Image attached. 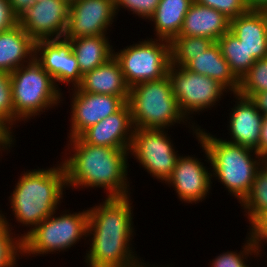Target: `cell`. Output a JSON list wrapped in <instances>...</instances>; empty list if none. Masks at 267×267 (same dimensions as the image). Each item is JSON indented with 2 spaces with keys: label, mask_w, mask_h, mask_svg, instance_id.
Segmentation results:
<instances>
[{
  "label": "cell",
  "mask_w": 267,
  "mask_h": 267,
  "mask_svg": "<svg viewBox=\"0 0 267 267\" xmlns=\"http://www.w3.org/2000/svg\"><path fill=\"white\" fill-rule=\"evenodd\" d=\"M67 142L65 147L68 148L64 149L66 157L61 159L66 171L67 188H103L106 197L131 194L130 178L127 177L129 149L91 145L80 137Z\"/></svg>",
  "instance_id": "1"
},
{
  "label": "cell",
  "mask_w": 267,
  "mask_h": 267,
  "mask_svg": "<svg viewBox=\"0 0 267 267\" xmlns=\"http://www.w3.org/2000/svg\"><path fill=\"white\" fill-rule=\"evenodd\" d=\"M21 173L9 202L15 222L27 227L20 235L23 239L45 218L59 210L67 183L65 168L59 161L50 168L27 169Z\"/></svg>",
  "instance_id": "2"
},
{
  "label": "cell",
  "mask_w": 267,
  "mask_h": 267,
  "mask_svg": "<svg viewBox=\"0 0 267 267\" xmlns=\"http://www.w3.org/2000/svg\"><path fill=\"white\" fill-rule=\"evenodd\" d=\"M195 138L205 153L204 161L210 164L212 179L218 180L240 204L251 191L263 157L256 150L217 138L201 126Z\"/></svg>",
  "instance_id": "3"
},
{
  "label": "cell",
  "mask_w": 267,
  "mask_h": 267,
  "mask_svg": "<svg viewBox=\"0 0 267 267\" xmlns=\"http://www.w3.org/2000/svg\"><path fill=\"white\" fill-rule=\"evenodd\" d=\"M127 103L131 110L134 128L170 129L176 124H185L187 127L188 123V128L191 126L192 135L197 134L199 125L195 120L188 121L181 112L168 76L138 83L129 88Z\"/></svg>",
  "instance_id": "4"
},
{
  "label": "cell",
  "mask_w": 267,
  "mask_h": 267,
  "mask_svg": "<svg viewBox=\"0 0 267 267\" xmlns=\"http://www.w3.org/2000/svg\"><path fill=\"white\" fill-rule=\"evenodd\" d=\"M10 79L15 125L35 119L46 110L61 105L65 99L62 89L35 58L10 73Z\"/></svg>",
  "instance_id": "5"
},
{
  "label": "cell",
  "mask_w": 267,
  "mask_h": 267,
  "mask_svg": "<svg viewBox=\"0 0 267 267\" xmlns=\"http://www.w3.org/2000/svg\"><path fill=\"white\" fill-rule=\"evenodd\" d=\"M57 212L45 218L22 239L24 257L29 259L31 255L36 257L68 251L81 239L87 240L88 208L73 213L66 209Z\"/></svg>",
  "instance_id": "6"
},
{
  "label": "cell",
  "mask_w": 267,
  "mask_h": 267,
  "mask_svg": "<svg viewBox=\"0 0 267 267\" xmlns=\"http://www.w3.org/2000/svg\"><path fill=\"white\" fill-rule=\"evenodd\" d=\"M146 39L128 45L118 52L114 48V57L121 66L129 88L138 83L166 77L171 65L170 41L152 37Z\"/></svg>",
  "instance_id": "7"
},
{
  "label": "cell",
  "mask_w": 267,
  "mask_h": 267,
  "mask_svg": "<svg viewBox=\"0 0 267 267\" xmlns=\"http://www.w3.org/2000/svg\"><path fill=\"white\" fill-rule=\"evenodd\" d=\"M167 76L181 112L191 121L195 113L212 110L228 91L214 79L189 71L185 67L169 66ZM218 102V103H217ZM192 115V116H190Z\"/></svg>",
  "instance_id": "8"
},
{
  "label": "cell",
  "mask_w": 267,
  "mask_h": 267,
  "mask_svg": "<svg viewBox=\"0 0 267 267\" xmlns=\"http://www.w3.org/2000/svg\"><path fill=\"white\" fill-rule=\"evenodd\" d=\"M168 129L134 128L129 156L161 183L171 176L177 158L176 151Z\"/></svg>",
  "instance_id": "9"
},
{
  "label": "cell",
  "mask_w": 267,
  "mask_h": 267,
  "mask_svg": "<svg viewBox=\"0 0 267 267\" xmlns=\"http://www.w3.org/2000/svg\"><path fill=\"white\" fill-rule=\"evenodd\" d=\"M88 208L87 238L133 239V203L131 196L104 197Z\"/></svg>",
  "instance_id": "10"
},
{
  "label": "cell",
  "mask_w": 267,
  "mask_h": 267,
  "mask_svg": "<svg viewBox=\"0 0 267 267\" xmlns=\"http://www.w3.org/2000/svg\"><path fill=\"white\" fill-rule=\"evenodd\" d=\"M71 0H37L18 15V24L36 42L64 38Z\"/></svg>",
  "instance_id": "11"
},
{
  "label": "cell",
  "mask_w": 267,
  "mask_h": 267,
  "mask_svg": "<svg viewBox=\"0 0 267 267\" xmlns=\"http://www.w3.org/2000/svg\"><path fill=\"white\" fill-rule=\"evenodd\" d=\"M70 93V132L69 139L79 137L86 129L102 119L119 111L129 97H119L109 94L88 93L77 87L69 88ZM72 95V96H71Z\"/></svg>",
  "instance_id": "12"
},
{
  "label": "cell",
  "mask_w": 267,
  "mask_h": 267,
  "mask_svg": "<svg viewBox=\"0 0 267 267\" xmlns=\"http://www.w3.org/2000/svg\"><path fill=\"white\" fill-rule=\"evenodd\" d=\"M116 16L114 0H71L64 38L107 35Z\"/></svg>",
  "instance_id": "13"
},
{
  "label": "cell",
  "mask_w": 267,
  "mask_h": 267,
  "mask_svg": "<svg viewBox=\"0 0 267 267\" xmlns=\"http://www.w3.org/2000/svg\"><path fill=\"white\" fill-rule=\"evenodd\" d=\"M199 160L195 155L179 156L171 176L165 181L168 187L175 189L177 198L182 203L197 204L211 193L214 182L211 168L204 166L202 159Z\"/></svg>",
  "instance_id": "14"
},
{
  "label": "cell",
  "mask_w": 267,
  "mask_h": 267,
  "mask_svg": "<svg viewBox=\"0 0 267 267\" xmlns=\"http://www.w3.org/2000/svg\"><path fill=\"white\" fill-rule=\"evenodd\" d=\"M34 58L53 78L56 86L66 84L77 87L82 81V74L72 45L65 38L39 40L35 42Z\"/></svg>",
  "instance_id": "15"
},
{
  "label": "cell",
  "mask_w": 267,
  "mask_h": 267,
  "mask_svg": "<svg viewBox=\"0 0 267 267\" xmlns=\"http://www.w3.org/2000/svg\"><path fill=\"white\" fill-rule=\"evenodd\" d=\"M134 126L129 104L86 129L79 137L88 144L130 149Z\"/></svg>",
  "instance_id": "16"
},
{
  "label": "cell",
  "mask_w": 267,
  "mask_h": 267,
  "mask_svg": "<svg viewBox=\"0 0 267 267\" xmlns=\"http://www.w3.org/2000/svg\"><path fill=\"white\" fill-rule=\"evenodd\" d=\"M233 98L235 105L230 108L227 126L231 138L224 140L256 150L259 145L263 114L250 98L238 93H233Z\"/></svg>",
  "instance_id": "17"
},
{
  "label": "cell",
  "mask_w": 267,
  "mask_h": 267,
  "mask_svg": "<svg viewBox=\"0 0 267 267\" xmlns=\"http://www.w3.org/2000/svg\"><path fill=\"white\" fill-rule=\"evenodd\" d=\"M84 262L87 267H139L143 262L134 251L133 239L89 238ZM133 248V249H132ZM143 261V262H142Z\"/></svg>",
  "instance_id": "18"
},
{
  "label": "cell",
  "mask_w": 267,
  "mask_h": 267,
  "mask_svg": "<svg viewBox=\"0 0 267 267\" xmlns=\"http://www.w3.org/2000/svg\"><path fill=\"white\" fill-rule=\"evenodd\" d=\"M232 32L255 60L267 57V11L248 10L230 22Z\"/></svg>",
  "instance_id": "19"
},
{
  "label": "cell",
  "mask_w": 267,
  "mask_h": 267,
  "mask_svg": "<svg viewBox=\"0 0 267 267\" xmlns=\"http://www.w3.org/2000/svg\"><path fill=\"white\" fill-rule=\"evenodd\" d=\"M231 20L217 10L193 1L179 35L206 37L216 42L230 31Z\"/></svg>",
  "instance_id": "20"
},
{
  "label": "cell",
  "mask_w": 267,
  "mask_h": 267,
  "mask_svg": "<svg viewBox=\"0 0 267 267\" xmlns=\"http://www.w3.org/2000/svg\"><path fill=\"white\" fill-rule=\"evenodd\" d=\"M35 55V41L19 25L0 32V71L12 73Z\"/></svg>",
  "instance_id": "21"
},
{
  "label": "cell",
  "mask_w": 267,
  "mask_h": 267,
  "mask_svg": "<svg viewBox=\"0 0 267 267\" xmlns=\"http://www.w3.org/2000/svg\"><path fill=\"white\" fill-rule=\"evenodd\" d=\"M77 88L83 92L129 97L121 66L113 56L97 68L85 73Z\"/></svg>",
  "instance_id": "22"
},
{
  "label": "cell",
  "mask_w": 267,
  "mask_h": 267,
  "mask_svg": "<svg viewBox=\"0 0 267 267\" xmlns=\"http://www.w3.org/2000/svg\"><path fill=\"white\" fill-rule=\"evenodd\" d=\"M185 68L214 79L229 94L237 93L239 90V80L231 72L217 42H214L205 52L196 55Z\"/></svg>",
  "instance_id": "23"
},
{
  "label": "cell",
  "mask_w": 267,
  "mask_h": 267,
  "mask_svg": "<svg viewBox=\"0 0 267 267\" xmlns=\"http://www.w3.org/2000/svg\"><path fill=\"white\" fill-rule=\"evenodd\" d=\"M194 0H160L154 14L148 19L154 26L157 39L171 41L179 35L189 7Z\"/></svg>",
  "instance_id": "24"
},
{
  "label": "cell",
  "mask_w": 267,
  "mask_h": 267,
  "mask_svg": "<svg viewBox=\"0 0 267 267\" xmlns=\"http://www.w3.org/2000/svg\"><path fill=\"white\" fill-rule=\"evenodd\" d=\"M107 35L67 39L78 62L81 74L97 68L114 56V48Z\"/></svg>",
  "instance_id": "25"
},
{
  "label": "cell",
  "mask_w": 267,
  "mask_h": 267,
  "mask_svg": "<svg viewBox=\"0 0 267 267\" xmlns=\"http://www.w3.org/2000/svg\"><path fill=\"white\" fill-rule=\"evenodd\" d=\"M216 42L231 72L240 81L256 60L230 31L224 33Z\"/></svg>",
  "instance_id": "26"
},
{
  "label": "cell",
  "mask_w": 267,
  "mask_h": 267,
  "mask_svg": "<svg viewBox=\"0 0 267 267\" xmlns=\"http://www.w3.org/2000/svg\"><path fill=\"white\" fill-rule=\"evenodd\" d=\"M214 41L206 37L177 35L170 41L171 64L185 67L196 55L205 52Z\"/></svg>",
  "instance_id": "27"
},
{
  "label": "cell",
  "mask_w": 267,
  "mask_h": 267,
  "mask_svg": "<svg viewBox=\"0 0 267 267\" xmlns=\"http://www.w3.org/2000/svg\"><path fill=\"white\" fill-rule=\"evenodd\" d=\"M5 214L0 210V267H18V260L23 259L22 238L12 231L14 227Z\"/></svg>",
  "instance_id": "28"
},
{
  "label": "cell",
  "mask_w": 267,
  "mask_h": 267,
  "mask_svg": "<svg viewBox=\"0 0 267 267\" xmlns=\"http://www.w3.org/2000/svg\"><path fill=\"white\" fill-rule=\"evenodd\" d=\"M240 206L249 224L267 211V166L264 163L257 172L250 193L240 203Z\"/></svg>",
  "instance_id": "29"
},
{
  "label": "cell",
  "mask_w": 267,
  "mask_h": 267,
  "mask_svg": "<svg viewBox=\"0 0 267 267\" xmlns=\"http://www.w3.org/2000/svg\"><path fill=\"white\" fill-rule=\"evenodd\" d=\"M267 91V57L256 60L239 81L238 94L251 98L255 93Z\"/></svg>",
  "instance_id": "30"
},
{
  "label": "cell",
  "mask_w": 267,
  "mask_h": 267,
  "mask_svg": "<svg viewBox=\"0 0 267 267\" xmlns=\"http://www.w3.org/2000/svg\"><path fill=\"white\" fill-rule=\"evenodd\" d=\"M245 239L246 242L244 241V243H242V250L238 253L237 250H230L215 256V258L210 261L211 267H251L247 264L249 261L248 257H260L258 256L260 254L258 247L253 243L248 233Z\"/></svg>",
  "instance_id": "31"
},
{
  "label": "cell",
  "mask_w": 267,
  "mask_h": 267,
  "mask_svg": "<svg viewBox=\"0 0 267 267\" xmlns=\"http://www.w3.org/2000/svg\"><path fill=\"white\" fill-rule=\"evenodd\" d=\"M0 119L11 130L16 128L10 73L3 71H0Z\"/></svg>",
  "instance_id": "32"
},
{
  "label": "cell",
  "mask_w": 267,
  "mask_h": 267,
  "mask_svg": "<svg viewBox=\"0 0 267 267\" xmlns=\"http://www.w3.org/2000/svg\"><path fill=\"white\" fill-rule=\"evenodd\" d=\"M160 0H114L115 11L118 15L121 8L132 12L142 19H149L155 12Z\"/></svg>",
  "instance_id": "33"
},
{
  "label": "cell",
  "mask_w": 267,
  "mask_h": 267,
  "mask_svg": "<svg viewBox=\"0 0 267 267\" xmlns=\"http://www.w3.org/2000/svg\"><path fill=\"white\" fill-rule=\"evenodd\" d=\"M197 3L221 12L230 20L249 10L245 0H194Z\"/></svg>",
  "instance_id": "34"
},
{
  "label": "cell",
  "mask_w": 267,
  "mask_h": 267,
  "mask_svg": "<svg viewBox=\"0 0 267 267\" xmlns=\"http://www.w3.org/2000/svg\"><path fill=\"white\" fill-rule=\"evenodd\" d=\"M248 227L249 231L247 233L253 243L258 247L261 258V254H263V242H267V211L260 214Z\"/></svg>",
  "instance_id": "35"
},
{
  "label": "cell",
  "mask_w": 267,
  "mask_h": 267,
  "mask_svg": "<svg viewBox=\"0 0 267 267\" xmlns=\"http://www.w3.org/2000/svg\"><path fill=\"white\" fill-rule=\"evenodd\" d=\"M18 24V16L12 11L9 0H0V32Z\"/></svg>",
  "instance_id": "36"
},
{
  "label": "cell",
  "mask_w": 267,
  "mask_h": 267,
  "mask_svg": "<svg viewBox=\"0 0 267 267\" xmlns=\"http://www.w3.org/2000/svg\"><path fill=\"white\" fill-rule=\"evenodd\" d=\"M14 131L11 130L1 119H0V156H2V152L5 151L8 153L11 148L14 147L15 134ZM11 147V148H10Z\"/></svg>",
  "instance_id": "37"
},
{
  "label": "cell",
  "mask_w": 267,
  "mask_h": 267,
  "mask_svg": "<svg viewBox=\"0 0 267 267\" xmlns=\"http://www.w3.org/2000/svg\"><path fill=\"white\" fill-rule=\"evenodd\" d=\"M256 152L263 157L267 154V115L263 116L259 145Z\"/></svg>",
  "instance_id": "38"
},
{
  "label": "cell",
  "mask_w": 267,
  "mask_h": 267,
  "mask_svg": "<svg viewBox=\"0 0 267 267\" xmlns=\"http://www.w3.org/2000/svg\"><path fill=\"white\" fill-rule=\"evenodd\" d=\"M250 99L254 102L263 116L267 115V91L255 93Z\"/></svg>",
  "instance_id": "39"
},
{
  "label": "cell",
  "mask_w": 267,
  "mask_h": 267,
  "mask_svg": "<svg viewBox=\"0 0 267 267\" xmlns=\"http://www.w3.org/2000/svg\"><path fill=\"white\" fill-rule=\"evenodd\" d=\"M37 0H9L12 11L18 16L26 8L31 7Z\"/></svg>",
  "instance_id": "40"
},
{
  "label": "cell",
  "mask_w": 267,
  "mask_h": 267,
  "mask_svg": "<svg viewBox=\"0 0 267 267\" xmlns=\"http://www.w3.org/2000/svg\"><path fill=\"white\" fill-rule=\"evenodd\" d=\"M249 10L267 11V0H245Z\"/></svg>",
  "instance_id": "41"
},
{
  "label": "cell",
  "mask_w": 267,
  "mask_h": 267,
  "mask_svg": "<svg viewBox=\"0 0 267 267\" xmlns=\"http://www.w3.org/2000/svg\"><path fill=\"white\" fill-rule=\"evenodd\" d=\"M150 265H151V264H149V263L146 264V263L143 262L139 267H160V266L165 267L164 265H160V266H159V265L156 266L155 264H154V265L152 264V266H150ZM169 266H170V265L167 264L166 267H169ZM170 267H171V266H170Z\"/></svg>",
  "instance_id": "42"
},
{
  "label": "cell",
  "mask_w": 267,
  "mask_h": 267,
  "mask_svg": "<svg viewBox=\"0 0 267 267\" xmlns=\"http://www.w3.org/2000/svg\"><path fill=\"white\" fill-rule=\"evenodd\" d=\"M263 163L267 166V154L263 156Z\"/></svg>",
  "instance_id": "43"
}]
</instances>
